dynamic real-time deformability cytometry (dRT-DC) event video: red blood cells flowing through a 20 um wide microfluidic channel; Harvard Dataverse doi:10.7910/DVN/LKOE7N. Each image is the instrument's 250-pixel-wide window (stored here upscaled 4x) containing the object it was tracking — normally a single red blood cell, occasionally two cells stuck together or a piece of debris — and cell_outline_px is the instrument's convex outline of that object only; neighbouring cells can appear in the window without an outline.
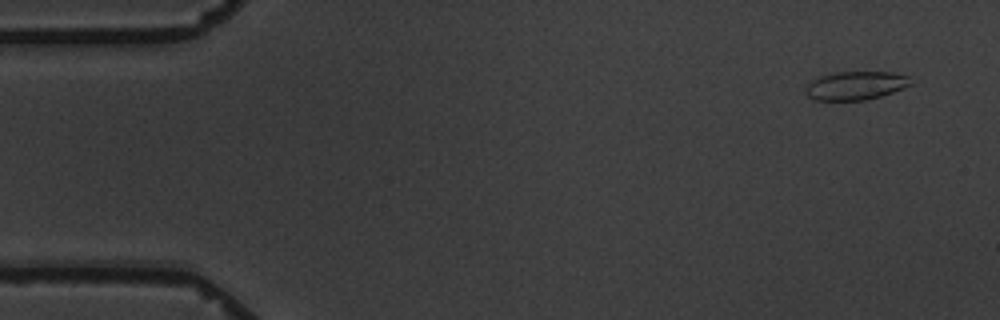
{"species": "common noctule bat (a hibernating species)", "species_latin": "Nyctalus noctula", "temperature_condition": "warm", "stored_images_in_passage": 7, "camera_frame_rate_fps": 3000, "um_per_image_px": 0.085, "animal": {"sex": "male", "body_mass_g": 19.5, "forearm_length_mm": 54.6}, "frame": {"image": 1, "passage_image": 2, "time_ms": 1.0, "image_size_px": [1000, 320], "cell_outline_px": [[912, 84], [892, 92], [880, 96], [864, 100], [816, 100], [808, 96], [804, 92], [804, 88], [812, 80], [820, 76], [832, 72], [892, 72], [908, 76]], "centroid_in_image_um": [72.69, 7.27], "position_along_channel_um": 12.3, "area_um2": 17.4}}
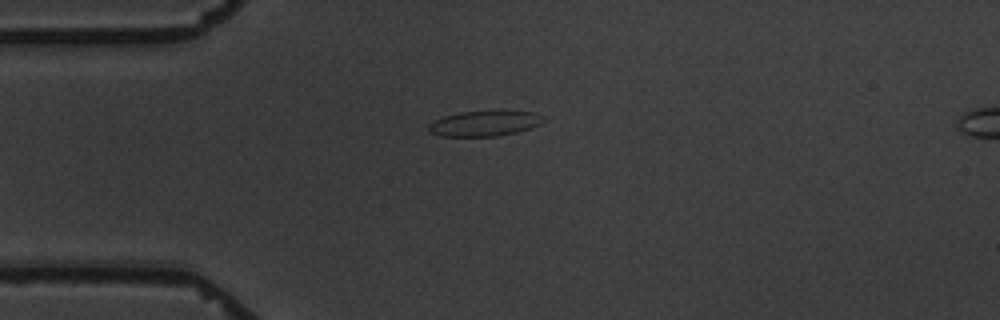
{"frame": {"image": 2, "passage_image": 5, "time_ms": 4.667, "image_size_px": [1000, 320], "cell_outline_px": [[544, 120], [540, 124], [532, 128], [516, 132], [496, 136], [440, 136], [428, 132], [428, 124], [432, 120], [444, 116], [460, 112], [496, 108], [536, 112], [544, 116]], "centroid_in_image_um": [41.21, 10.44], "position_along_channel_um": 43.8, "area_um2": 17.92}}